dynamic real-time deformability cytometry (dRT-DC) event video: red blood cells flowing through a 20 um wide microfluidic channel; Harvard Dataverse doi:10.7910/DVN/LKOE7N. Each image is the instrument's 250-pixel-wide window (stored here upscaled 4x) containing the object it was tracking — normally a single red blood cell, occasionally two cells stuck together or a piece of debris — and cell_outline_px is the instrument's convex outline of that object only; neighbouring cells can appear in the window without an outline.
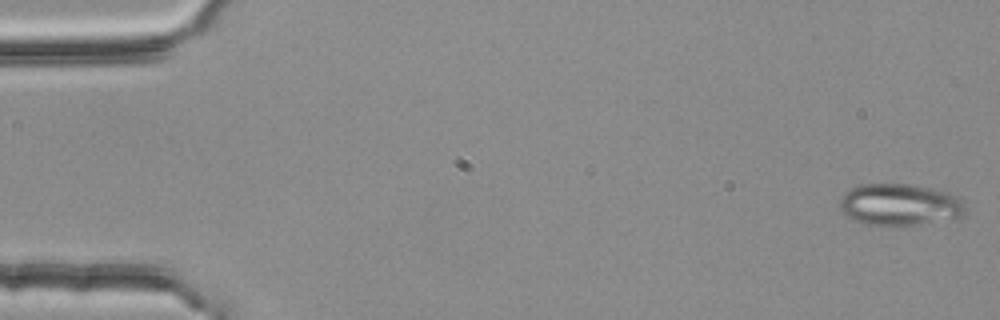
{"species": "common noctule bat (a hibernating species)", "species_latin": "Nyctalus noctula", "temperature_condition": "room temperature", "stored_images_in_passage": 12, "camera_frame_rate_fps": 3000, "um_per_image_px": 0.085, "animal": {"sex": "female", "body_mass_g": 25.1}, "frame": {"image": 1, "passage_image": 1, "time_ms": 0.0, "image_size_px": [1000, 320], "cell_outline_px": [[964, 216], [900, 228], [864, 224], [848, 216], [840, 208], [840, 196], [852, 188], [860, 184], [908, 184], [948, 192], [956, 196], [960, 200], [964, 208]], "centroid_in_image_um": [76.45, 17.43], "position_along_channel_um": 8.6, "area_um2": 30.75}}